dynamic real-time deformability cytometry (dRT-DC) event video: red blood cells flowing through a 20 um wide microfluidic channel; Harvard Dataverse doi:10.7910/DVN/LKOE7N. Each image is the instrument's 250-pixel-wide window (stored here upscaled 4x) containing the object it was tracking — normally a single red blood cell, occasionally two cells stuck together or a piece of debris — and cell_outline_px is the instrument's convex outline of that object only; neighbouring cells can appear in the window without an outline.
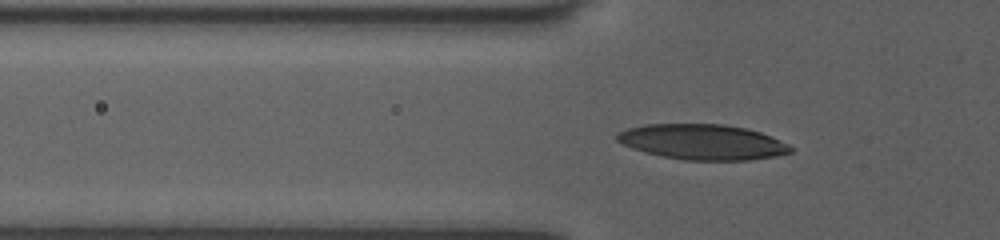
{"species": "human", "species_latin": "Homo sapiens", "temperature_condition": "room temperature", "stored_images_in_passage": 48, "camera_frame_rate_fps": 3000, "um_per_image_px": 0.085, "donor": {"sex": "female"}, "frame": {"image": 1, "passage_image": 18, "time_ms": 5.667, "image_size_px": [1000, 240], "cell_outline_px": [[796, 148], [792, 152], [776, 156], [748, 160], [684, 160], [644, 152], [632, 148], [616, 140], [616, 132], [628, 128], [644, 124], [724, 124], [748, 128], [760, 132], [780, 140]], "centroid_in_image_um": [59.73, 12.06], "position_along_channel_um": 66.1, "area_um2": 35.89}}
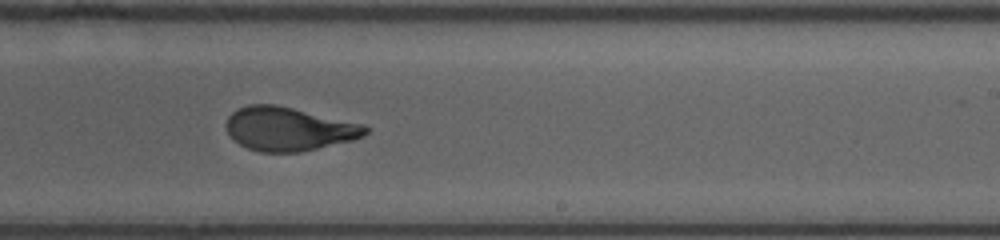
{"frame": {"image": 2, "passage_image": 33, "time_ms": 10.667, "image_size_px": [1000, 240], "cell_outline_px": [[372, 128], [364, 136], [352, 140], [300, 152], [260, 152], [248, 148], [240, 144], [228, 132], [224, 124], [228, 116], [236, 108], [248, 104], [276, 104], [368, 124]], "centroid_in_image_um": [24.59, 10.93], "position_along_channel_um": 264.4, "area_um2": 35.89}}
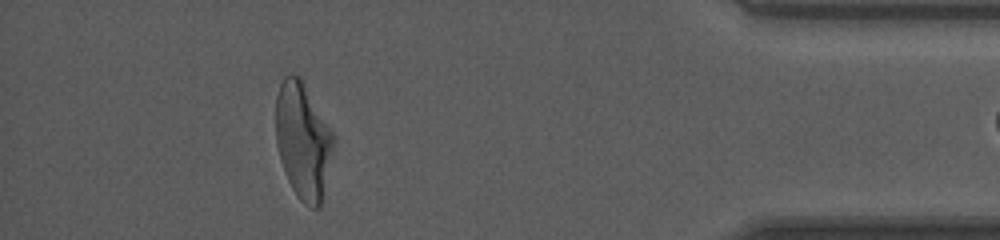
{"frame": {"image": 3, "passage_image": 47, "time_ms": 15.333, "image_size_px": [1000, 240], "cell_outline_px": [[336, 140], [320, 208], [312, 208], [304, 204], [300, 200], [292, 188], [284, 172], [280, 160], [276, 144], [276, 96], [280, 84], [284, 76], [300, 76], [336, 136]], "centroid_in_image_um": [25.77, 11.97], "position_along_channel_um": 409.4, "area_um2": 39.42}}